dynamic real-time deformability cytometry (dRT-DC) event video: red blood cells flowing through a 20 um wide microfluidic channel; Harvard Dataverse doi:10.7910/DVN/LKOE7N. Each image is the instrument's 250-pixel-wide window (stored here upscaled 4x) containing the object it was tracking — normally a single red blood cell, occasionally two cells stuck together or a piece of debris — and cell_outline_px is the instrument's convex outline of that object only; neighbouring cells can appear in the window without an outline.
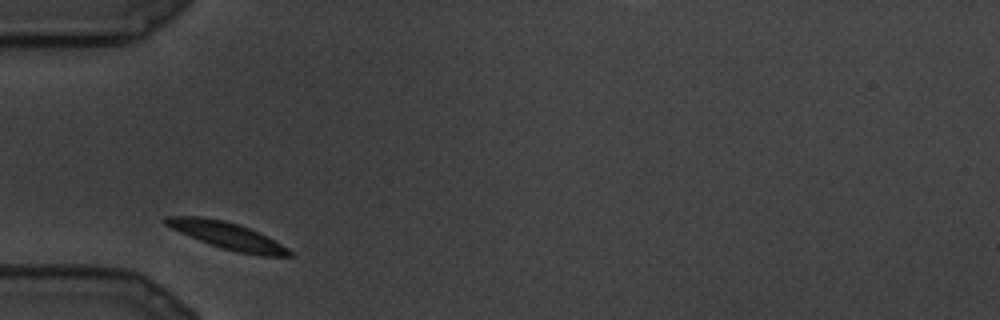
{"species": "common noctule bat (a hibernating species)", "species_latin": "Nyctalus noctula", "temperature_condition": "cold", "stored_images_in_passage": 2, "camera_frame_rate_fps": 3000, "um_per_image_px": 0.085, "animal": {"sex": "male", "body_mass_g": 19.5, "forearm_length_mm": 54.6}, "frame": {"image": 1, "passage_image": 1, "time_ms": 0.0, "image_size_px": [1000, 320], "cell_outline_px": [[296, 256], [260, 256], [236, 252], [200, 240], [180, 232], [164, 224], [160, 220], [168, 216], [200, 216], [224, 220], [248, 228], [288, 248]], "centroid_in_image_um": [19.29, 20.03], "position_along_channel_um": 65.7, "area_um2": 18.96}}
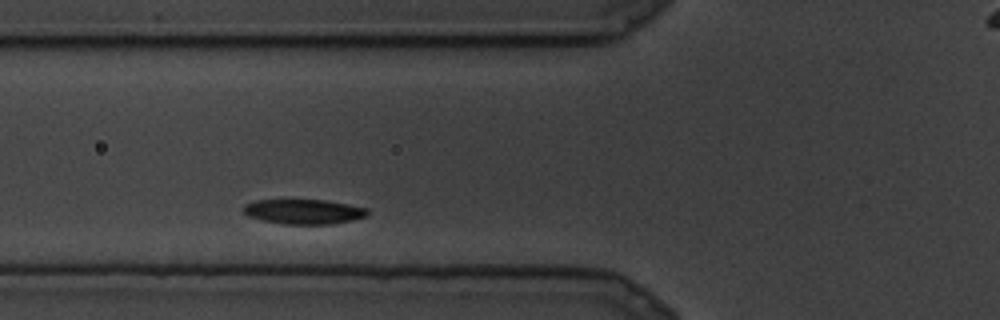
{"frame": {"image": 2, "passage_image": 2, "time_ms": 0.333, "image_size_px": [1000, 320], "cell_outline_px": [[368, 216], [352, 220], [332, 224], [284, 224], [260, 220], [248, 216], [244, 212], [244, 204], [256, 200], [324, 200], [348, 204], [368, 208]], "centroid_in_image_um": [25.82, 17.99], "position_along_channel_um": 100.0, "area_um2": 17.98}}